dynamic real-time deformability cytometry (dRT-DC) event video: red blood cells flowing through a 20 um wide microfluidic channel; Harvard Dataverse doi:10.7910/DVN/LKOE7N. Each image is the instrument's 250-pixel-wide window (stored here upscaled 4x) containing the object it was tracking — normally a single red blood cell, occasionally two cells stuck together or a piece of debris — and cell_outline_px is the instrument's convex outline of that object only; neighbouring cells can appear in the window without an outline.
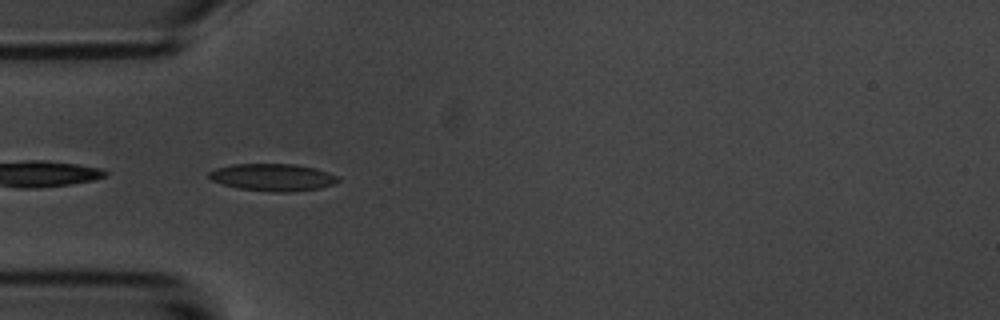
{"species": "common noctule bat (a hibernating species)", "species_latin": "Nyctalus noctula", "temperature_condition": "room temperature", "stored_images_in_passage": 20, "camera_frame_rate_fps": 3000, "um_per_image_px": 0.085, "animal": {"sex": "male", "body_mass_g": 20.1, "forearm_length_mm": 53.5}, "frame": {"image": 1, "passage_image": 1, "time_ms": 0.0, "image_size_px": [1000, 320], "cell_outline_px": [[340, 180], [336, 184], [320, 188], [292, 192], [272, 192], [240, 188], [224, 184], [212, 180], [208, 176], [208, 172], [216, 168], [232, 164], [296, 164], [316, 168], [340, 176]], "centroid_in_image_um": [23.25, 15.07], "position_along_channel_um": 61.8, "area_um2": 20.63}}
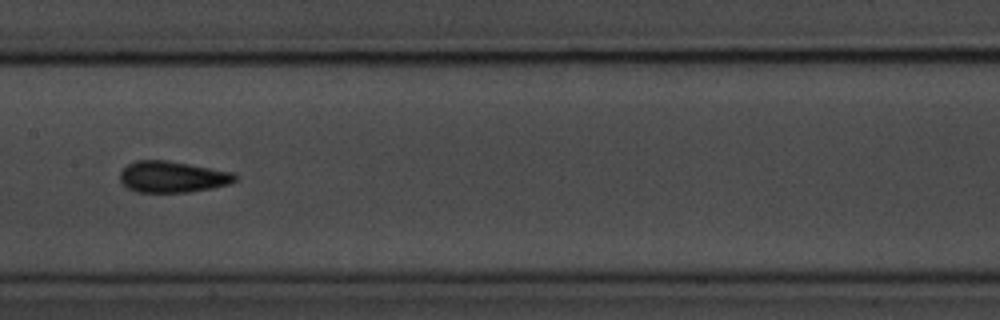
{"frame": {"image": 2, "passage_image": 12, "time_ms": 3.667, "image_size_px": [1000, 320], "cell_outline_px": [[236, 180], [228, 184], [212, 188], [188, 192], [136, 192], [128, 188], [120, 180], [120, 172], [128, 164], [136, 160], [168, 160], [232, 172], [236, 176]], "centroid_in_image_um": [14.63, 15.03], "position_along_channel_um": 192.8, "area_um2": 20.87}}